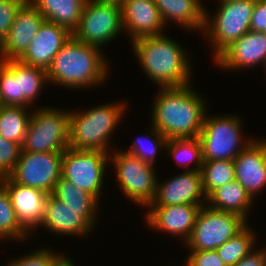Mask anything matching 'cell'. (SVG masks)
Segmentation results:
<instances>
[{
	"label": "cell",
	"instance_id": "cell-1",
	"mask_svg": "<svg viewBox=\"0 0 266 266\" xmlns=\"http://www.w3.org/2000/svg\"><path fill=\"white\" fill-rule=\"evenodd\" d=\"M158 94L152 108V126L167 140L199 137L207 111L201 96L189 84L161 88Z\"/></svg>",
	"mask_w": 266,
	"mask_h": 266
},
{
	"label": "cell",
	"instance_id": "cell-2",
	"mask_svg": "<svg viewBox=\"0 0 266 266\" xmlns=\"http://www.w3.org/2000/svg\"><path fill=\"white\" fill-rule=\"evenodd\" d=\"M132 43L141 67L161 88L182 87L191 83L190 63L179 43L167 38L164 33L143 37Z\"/></svg>",
	"mask_w": 266,
	"mask_h": 266
},
{
	"label": "cell",
	"instance_id": "cell-3",
	"mask_svg": "<svg viewBox=\"0 0 266 266\" xmlns=\"http://www.w3.org/2000/svg\"><path fill=\"white\" fill-rule=\"evenodd\" d=\"M100 51L71 37L47 69L48 80L74 89L104 82L109 69Z\"/></svg>",
	"mask_w": 266,
	"mask_h": 266
},
{
	"label": "cell",
	"instance_id": "cell-4",
	"mask_svg": "<svg viewBox=\"0 0 266 266\" xmlns=\"http://www.w3.org/2000/svg\"><path fill=\"white\" fill-rule=\"evenodd\" d=\"M123 104L101 105L81 113L70 111L69 147L109 153V137L123 117Z\"/></svg>",
	"mask_w": 266,
	"mask_h": 266
},
{
	"label": "cell",
	"instance_id": "cell-5",
	"mask_svg": "<svg viewBox=\"0 0 266 266\" xmlns=\"http://www.w3.org/2000/svg\"><path fill=\"white\" fill-rule=\"evenodd\" d=\"M70 111L41 108L30 116L21 151L64 152L69 147Z\"/></svg>",
	"mask_w": 266,
	"mask_h": 266
},
{
	"label": "cell",
	"instance_id": "cell-6",
	"mask_svg": "<svg viewBox=\"0 0 266 266\" xmlns=\"http://www.w3.org/2000/svg\"><path fill=\"white\" fill-rule=\"evenodd\" d=\"M221 3V4H220ZM218 12L211 17L205 9L203 31L214 46L216 58L232 42L250 31V21L256 0H230L220 2ZM209 19V20H208Z\"/></svg>",
	"mask_w": 266,
	"mask_h": 266
},
{
	"label": "cell",
	"instance_id": "cell-7",
	"mask_svg": "<svg viewBox=\"0 0 266 266\" xmlns=\"http://www.w3.org/2000/svg\"><path fill=\"white\" fill-rule=\"evenodd\" d=\"M240 123V119L232 115L210 117L205 113L198 137L202 145L203 161L234 160L253 141H240Z\"/></svg>",
	"mask_w": 266,
	"mask_h": 266
},
{
	"label": "cell",
	"instance_id": "cell-8",
	"mask_svg": "<svg viewBox=\"0 0 266 266\" xmlns=\"http://www.w3.org/2000/svg\"><path fill=\"white\" fill-rule=\"evenodd\" d=\"M246 225V220L235 213L202 206L197 214L191 236L184 243L188 245L190 251L216 250Z\"/></svg>",
	"mask_w": 266,
	"mask_h": 266
},
{
	"label": "cell",
	"instance_id": "cell-9",
	"mask_svg": "<svg viewBox=\"0 0 266 266\" xmlns=\"http://www.w3.org/2000/svg\"><path fill=\"white\" fill-rule=\"evenodd\" d=\"M109 160L115 165L119 188L126 197L139 205L149 206L154 201L157 185L160 184L156 179L154 166L119 150Z\"/></svg>",
	"mask_w": 266,
	"mask_h": 266
},
{
	"label": "cell",
	"instance_id": "cell-10",
	"mask_svg": "<svg viewBox=\"0 0 266 266\" xmlns=\"http://www.w3.org/2000/svg\"><path fill=\"white\" fill-rule=\"evenodd\" d=\"M108 153L99 150H75L68 147L63 152L61 176L73 185L94 195L98 200Z\"/></svg>",
	"mask_w": 266,
	"mask_h": 266
},
{
	"label": "cell",
	"instance_id": "cell-11",
	"mask_svg": "<svg viewBox=\"0 0 266 266\" xmlns=\"http://www.w3.org/2000/svg\"><path fill=\"white\" fill-rule=\"evenodd\" d=\"M63 152L21 151L8 177L15 183L51 194L62 172Z\"/></svg>",
	"mask_w": 266,
	"mask_h": 266
},
{
	"label": "cell",
	"instance_id": "cell-12",
	"mask_svg": "<svg viewBox=\"0 0 266 266\" xmlns=\"http://www.w3.org/2000/svg\"><path fill=\"white\" fill-rule=\"evenodd\" d=\"M121 11L87 0L72 37L94 47L111 42L122 31Z\"/></svg>",
	"mask_w": 266,
	"mask_h": 266
},
{
	"label": "cell",
	"instance_id": "cell-13",
	"mask_svg": "<svg viewBox=\"0 0 266 266\" xmlns=\"http://www.w3.org/2000/svg\"><path fill=\"white\" fill-rule=\"evenodd\" d=\"M97 209H73L51 194L47 196L41 225L57 234L85 235L94 225Z\"/></svg>",
	"mask_w": 266,
	"mask_h": 266
},
{
	"label": "cell",
	"instance_id": "cell-14",
	"mask_svg": "<svg viewBox=\"0 0 266 266\" xmlns=\"http://www.w3.org/2000/svg\"><path fill=\"white\" fill-rule=\"evenodd\" d=\"M44 21L37 8L26 0L17 11L6 39L0 45V60L18 59L31 44Z\"/></svg>",
	"mask_w": 266,
	"mask_h": 266
},
{
	"label": "cell",
	"instance_id": "cell-15",
	"mask_svg": "<svg viewBox=\"0 0 266 266\" xmlns=\"http://www.w3.org/2000/svg\"><path fill=\"white\" fill-rule=\"evenodd\" d=\"M72 37V32L64 26L44 21L33 37L31 44L18 60L27 65L47 70L61 48Z\"/></svg>",
	"mask_w": 266,
	"mask_h": 266
},
{
	"label": "cell",
	"instance_id": "cell-16",
	"mask_svg": "<svg viewBox=\"0 0 266 266\" xmlns=\"http://www.w3.org/2000/svg\"><path fill=\"white\" fill-rule=\"evenodd\" d=\"M14 207L19 224L29 231L41 225L44 218L45 201L48 193L13 182L8 176L0 178Z\"/></svg>",
	"mask_w": 266,
	"mask_h": 266
},
{
	"label": "cell",
	"instance_id": "cell-17",
	"mask_svg": "<svg viewBox=\"0 0 266 266\" xmlns=\"http://www.w3.org/2000/svg\"><path fill=\"white\" fill-rule=\"evenodd\" d=\"M157 185L154 201L150 205H204V193L201 171L188 170Z\"/></svg>",
	"mask_w": 266,
	"mask_h": 266
},
{
	"label": "cell",
	"instance_id": "cell-18",
	"mask_svg": "<svg viewBox=\"0 0 266 266\" xmlns=\"http://www.w3.org/2000/svg\"><path fill=\"white\" fill-rule=\"evenodd\" d=\"M233 161L235 180L254 199L266 186V140H253Z\"/></svg>",
	"mask_w": 266,
	"mask_h": 266
},
{
	"label": "cell",
	"instance_id": "cell-19",
	"mask_svg": "<svg viewBox=\"0 0 266 266\" xmlns=\"http://www.w3.org/2000/svg\"><path fill=\"white\" fill-rule=\"evenodd\" d=\"M222 68L240 69L253 67L266 61V32L249 31L232 42L216 58Z\"/></svg>",
	"mask_w": 266,
	"mask_h": 266
},
{
	"label": "cell",
	"instance_id": "cell-20",
	"mask_svg": "<svg viewBox=\"0 0 266 266\" xmlns=\"http://www.w3.org/2000/svg\"><path fill=\"white\" fill-rule=\"evenodd\" d=\"M203 205H149L150 211L146 215V219L150 227L158 230L169 232V234H177L181 236L185 242L191 236L197 214ZM152 207V208H151ZM185 237V238H184Z\"/></svg>",
	"mask_w": 266,
	"mask_h": 266
},
{
	"label": "cell",
	"instance_id": "cell-21",
	"mask_svg": "<svg viewBox=\"0 0 266 266\" xmlns=\"http://www.w3.org/2000/svg\"><path fill=\"white\" fill-rule=\"evenodd\" d=\"M122 24L131 41L161 35L165 26L154 0H126L121 11Z\"/></svg>",
	"mask_w": 266,
	"mask_h": 266
},
{
	"label": "cell",
	"instance_id": "cell-22",
	"mask_svg": "<svg viewBox=\"0 0 266 266\" xmlns=\"http://www.w3.org/2000/svg\"><path fill=\"white\" fill-rule=\"evenodd\" d=\"M161 18L166 24L168 19L191 30H203L205 8L200 0H154Z\"/></svg>",
	"mask_w": 266,
	"mask_h": 266
},
{
	"label": "cell",
	"instance_id": "cell-23",
	"mask_svg": "<svg viewBox=\"0 0 266 266\" xmlns=\"http://www.w3.org/2000/svg\"><path fill=\"white\" fill-rule=\"evenodd\" d=\"M211 209L235 213L247 220V211L250 209L253 199L238 181L226 183L212 191L207 200Z\"/></svg>",
	"mask_w": 266,
	"mask_h": 266
},
{
	"label": "cell",
	"instance_id": "cell-24",
	"mask_svg": "<svg viewBox=\"0 0 266 266\" xmlns=\"http://www.w3.org/2000/svg\"><path fill=\"white\" fill-rule=\"evenodd\" d=\"M44 19L71 32L78 26L87 0H29Z\"/></svg>",
	"mask_w": 266,
	"mask_h": 266
},
{
	"label": "cell",
	"instance_id": "cell-25",
	"mask_svg": "<svg viewBox=\"0 0 266 266\" xmlns=\"http://www.w3.org/2000/svg\"><path fill=\"white\" fill-rule=\"evenodd\" d=\"M16 80L18 106L27 108L28 104H33L42 89V85L48 80L47 70L27 65L16 59Z\"/></svg>",
	"mask_w": 266,
	"mask_h": 266
},
{
	"label": "cell",
	"instance_id": "cell-26",
	"mask_svg": "<svg viewBox=\"0 0 266 266\" xmlns=\"http://www.w3.org/2000/svg\"><path fill=\"white\" fill-rule=\"evenodd\" d=\"M25 108L11 105H2L0 107V136L19 144L21 147L31 116V113H26Z\"/></svg>",
	"mask_w": 266,
	"mask_h": 266
},
{
	"label": "cell",
	"instance_id": "cell-27",
	"mask_svg": "<svg viewBox=\"0 0 266 266\" xmlns=\"http://www.w3.org/2000/svg\"><path fill=\"white\" fill-rule=\"evenodd\" d=\"M203 189L206 197L218 187L235 180L233 160L203 161L202 169Z\"/></svg>",
	"mask_w": 266,
	"mask_h": 266
},
{
	"label": "cell",
	"instance_id": "cell-28",
	"mask_svg": "<svg viewBox=\"0 0 266 266\" xmlns=\"http://www.w3.org/2000/svg\"><path fill=\"white\" fill-rule=\"evenodd\" d=\"M247 226L216 249L226 266H234L252 251L256 239L255 234Z\"/></svg>",
	"mask_w": 266,
	"mask_h": 266
},
{
	"label": "cell",
	"instance_id": "cell-29",
	"mask_svg": "<svg viewBox=\"0 0 266 266\" xmlns=\"http://www.w3.org/2000/svg\"><path fill=\"white\" fill-rule=\"evenodd\" d=\"M51 195L73 209H98L99 202L94 195L79 189L62 176L55 184Z\"/></svg>",
	"mask_w": 266,
	"mask_h": 266
},
{
	"label": "cell",
	"instance_id": "cell-30",
	"mask_svg": "<svg viewBox=\"0 0 266 266\" xmlns=\"http://www.w3.org/2000/svg\"><path fill=\"white\" fill-rule=\"evenodd\" d=\"M165 149L184 167L194 160L196 168L193 167L192 170L201 171L203 165L202 145L198 137L168 139Z\"/></svg>",
	"mask_w": 266,
	"mask_h": 266
},
{
	"label": "cell",
	"instance_id": "cell-31",
	"mask_svg": "<svg viewBox=\"0 0 266 266\" xmlns=\"http://www.w3.org/2000/svg\"><path fill=\"white\" fill-rule=\"evenodd\" d=\"M28 233L18 222L6 189L0 184V239H26ZM28 235V236H27Z\"/></svg>",
	"mask_w": 266,
	"mask_h": 266
},
{
	"label": "cell",
	"instance_id": "cell-32",
	"mask_svg": "<svg viewBox=\"0 0 266 266\" xmlns=\"http://www.w3.org/2000/svg\"><path fill=\"white\" fill-rule=\"evenodd\" d=\"M0 100L2 105L18 106L16 59L0 60Z\"/></svg>",
	"mask_w": 266,
	"mask_h": 266
},
{
	"label": "cell",
	"instance_id": "cell-33",
	"mask_svg": "<svg viewBox=\"0 0 266 266\" xmlns=\"http://www.w3.org/2000/svg\"><path fill=\"white\" fill-rule=\"evenodd\" d=\"M152 131L153 132V136L155 138L150 139L149 136L145 138L148 139V142L150 143V147H146L143 144V140L141 141L140 137H138V139H136L132 145L131 148L128 149V151H126L127 153L136 156L137 158H139L140 160H142L143 162H146L148 164L153 165L155 162V157H156V153H157V148L161 147L164 148L166 147L167 144V139L165 136H163L155 127H152ZM145 140V139H144ZM156 140V141H155Z\"/></svg>",
	"mask_w": 266,
	"mask_h": 266
},
{
	"label": "cell",
	"instance_id": "cell-34",
	"mask_svg": "<svg viewBox=\"0 0 266 266\" xmlns=\"http://www.w3.org/2000/svg\"><path fill=\"white\" fill-rule=\"evenodd\" d=\"M22 147L0 136V178L8 176L17 164Z\"/></svg>",
	"mask_w": 266,
	"mask_h": 266
},
{
	"label": "cell",
	"instance_id": "cell-35",
	"mask_svg": "<svg viewBox=\"0 0 266 266\" xmlns=\"http://www.w3.org/2000/svg\"><path fill=\"white\" fill-rule=\"evenodd\" d=\"M63 256L54 254V252L49 251V249H40L34 251V253L28 254L25 257L17 258L10 261L8 266H55L57 262Z\"/></svg>",
	"mask_w": 266,
	"mask_h": 266
},
{
	"label": "cell",
	"instance_id": "cell-36",
	"mask_svg": "<svg viewBox=\"0 0 266 266\" xmlns=\"http://www.w3.org/2000/svg\"><path fill=\"white\" fill-rule=\"evenodd\" d=\"M26 0H0V45L6 39L15 16Z\"/></svg>",
	"mask_w": 266,
	"mask_h": 266
},
{
	"label": "cell",
	"instance_id": "cell-37",
	"mask_svg": "<svg viewBox=\"0 0 266 266\" xmlns=\"http://www.w3.org/2000/svg\"><path fill=\"white\" fill-rule=\"evenodd\" d=\"M187 258V266H226L216 250L191 251Z\"/></svg>",
	"mask_w": 266,
	"mask_h": 266
},
{
	"label": "cell",
	"instance_id": "cell-38",
	"mask_svg": "<svg viewBox=\"0 0 266 266\" xmlns=\"http://www.w3.org/2000/svg\"><path fill=\"white\" fill-rule=\"evenodd\" d=\"M250 31L266 32V0H256L250 21Z\"/></svg>",
	"mask_w": 266,
	"mask_h": 266
},
{
	"label": "cell",
	"instance_id": "cell-39",
	"mask_svg": "<svg viewBox=\"0 0 266 266\" xmlns=\"http://www.w3.org/2000/svg\"><path fill=\"white\" fill-rule=\"evenodd\" d=\"M234 266H264V259L261 250L251 251Z\"/></svg>",
	"mask_w": 266,
	"mask_h": 266
},
{
	"label": "cell",
	"instance_id": "cell-40",
	"mask_svg": "<svg viewBox=\"0 0 266 266\" xmlns=\"http://www.w3.org/2000/svg\"><path fill=\"white\" fill-rule=\"evenodd\" d=\"M93 1L102 6L116 8L119 11L123 10L124 4L126 2V0H93Z\"/></svg>",
	"mask_w": 266,
	"mask_h": 266
},
{
	"label": "cell",
	"instance_id": "cell-41",
	"mask_svg": "<svg viewBox=\"0 0 266 266\" xmlns=\"http://www.w3.org/2000/svg\"><path fill=\"white\" fill-rule=\"evenodd\" d=\"M55 266H74V263H72V260L67 257L63 256Z\"/></svg>",
	"mask_w": 266,
	"mask_h": 266
},
{
	"label": "cell",
	"instance_id": "cell-42",
	"mask_svg": "<svg viewBox=\"0 0 266 266\" xmlns=\"http://www.w3.org/2000/svg\"><path fill=\"white\" fill-rule=\"evenodd\" d=\"M265 250L266 249L261 250L262 255H263V259H264V266H266V251Z\"/></svg>",
	"mask_w": 266,
	"mask_h": 266
},
{
	"label": "cell",
	"instance_id": "cell-43",
	"mask_svg": "<svg viewBox=\"0 0 266 266\" xmlns=\"http://www.w3.org/2000/svg\"><path fill=\"white\" fill-rule=\"evenodd\" d=\"M219 2H226V1H230V0H218Z\"/></svg>",
	"mask_w": 266,
	"mask_h": 266
}]
</instances>
